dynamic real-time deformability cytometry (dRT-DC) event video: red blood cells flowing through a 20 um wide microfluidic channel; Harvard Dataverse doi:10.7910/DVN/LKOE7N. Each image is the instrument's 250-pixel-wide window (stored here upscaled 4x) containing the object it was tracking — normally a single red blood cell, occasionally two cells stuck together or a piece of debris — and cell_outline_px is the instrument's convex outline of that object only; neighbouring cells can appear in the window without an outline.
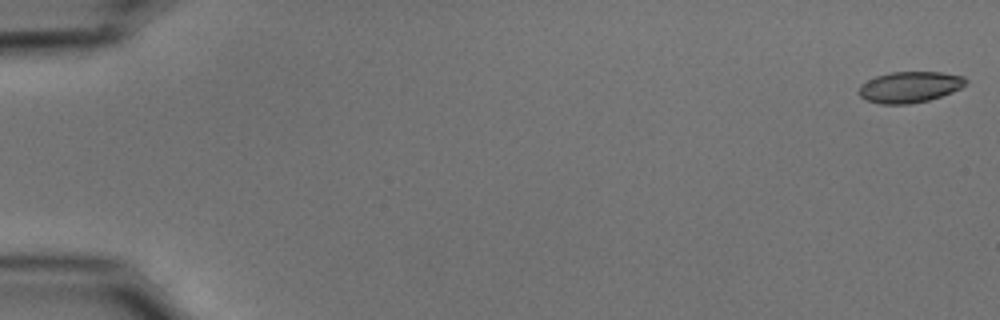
{"species": "common noctule bat (a hibernating species)", "species_latin": "Nyctalus noctula", "temperature_condition": "cold", "stored_images_in_passage": 17, "camera_frame_rate_fps": 3000, "um_per_image_px": 0.085, "animal": {"sex": "male", "body_mass_g": 15.6}, "frame": {"image": 1, "passage_image": 1, "time_ms": 0.0, "image_size_px": [1000, 320], "cell_outline_px": [[968, 80], [960, 88], [952, 92], [928, 100], [908, 104], [880, 104], [864, 100], [860, 96], [860, 84], [876, 76], [888, 72], [940, 72], [964, 76]], "centroid_in_image_um": [77.3, 7.39], "position_along_channel_um": 7.7, "area_um2": 19.31}}
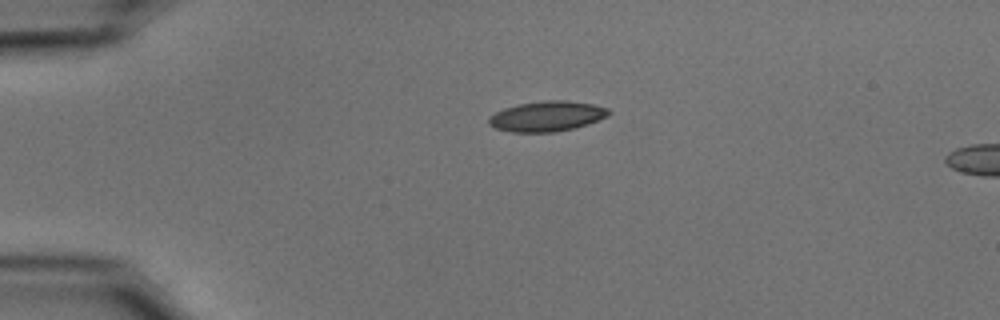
{"frame": {"image": 2, "passage_image": 13, "time_ms": 4.0, "image_size_px": [1000, 320], "cell_outline_px": [[612, 112], [608, 116], [588, 124], [556, 132], [512, 132], [496, 128], [488, 124], [488, 116], [504, 108], [516, 104], [544, 100], [568, 100], [592, 104], [608, 108]], "centroid_in_image_um": [46.48, 9.87], "position_along_channel_um": 38.5, "area_um2": 21.27}}